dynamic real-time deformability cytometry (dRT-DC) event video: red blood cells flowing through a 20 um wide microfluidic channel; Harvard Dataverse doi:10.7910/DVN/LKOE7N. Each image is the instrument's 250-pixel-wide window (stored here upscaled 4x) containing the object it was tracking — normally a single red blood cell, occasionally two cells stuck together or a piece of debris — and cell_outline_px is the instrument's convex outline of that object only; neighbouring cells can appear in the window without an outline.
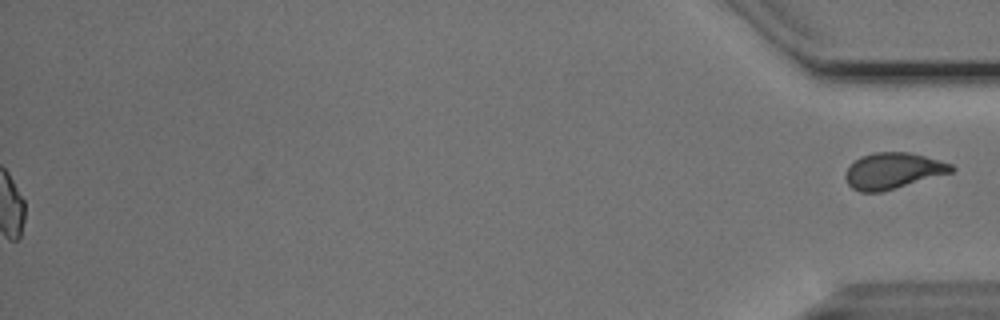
{"species": "Egyptian fruit bat (a non-hibernating species)", "species_latin": "Rousettus aegyptiacus", "temperature_condition": "cold", "stored_images_in_passage": 39, "segment_of_instrument_passage": [2, 2], "camera_frame_rate_fps": 3000, "um_per_image_px": 0.085, "animal": {"sex": "male"}, "frame": {"image": 1, "passage_image": 39, "time_ms": 12.667, "image_size_px": [1000, 320], "cell_outline_px": [[956, 168], [952, 172], [880, 192], [860, 192], [852, 188], [848, 184], [844, 176], [844, 172], [860, 156], [876, 152], [908, 152], [924, 156], [952, 164]], "centroid_in_image_um": [75.88, 14.51], "position_along_channel_um": 359.3, "area_um2": 22.02}}